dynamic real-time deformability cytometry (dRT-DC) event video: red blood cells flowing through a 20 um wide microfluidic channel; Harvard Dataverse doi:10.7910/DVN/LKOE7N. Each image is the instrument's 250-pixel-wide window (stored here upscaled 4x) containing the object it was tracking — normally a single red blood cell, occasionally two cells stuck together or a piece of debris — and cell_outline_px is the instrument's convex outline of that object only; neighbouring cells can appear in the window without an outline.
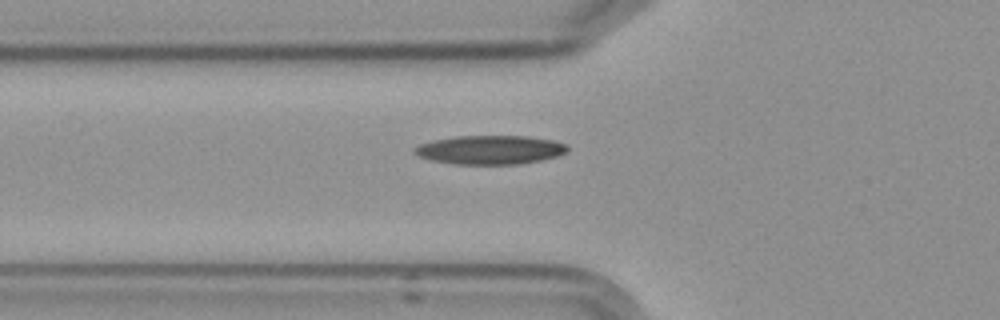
{"species": "Egyptian fruit bat (a non-hibernating species)", "species_latin": "Rousettus aegyptiacus", "temperature_condition": "cold", "stored_images_in_passage": 6, "camera_frame_rate_fps": 3000, "um_per_image_px": 0.085, "frame": {"image": 1, "passage_image": 6, "time_ms": 6.0, "image_size_px": [1000, 320], "cell_outline_px": [[568, 148], [564, 152], [556, 156], [540, 160], [520, 164], [452, 164], [428, 160], [412, 152], [412, 148], [420, 144], [432, 140], [456, 136], [528, 136], [552, 140], [568, 144]], "centroid_in_image_um": [41.6, 12.73], "position_along_channel_um": 84.2, "area_um2": 25.84}}